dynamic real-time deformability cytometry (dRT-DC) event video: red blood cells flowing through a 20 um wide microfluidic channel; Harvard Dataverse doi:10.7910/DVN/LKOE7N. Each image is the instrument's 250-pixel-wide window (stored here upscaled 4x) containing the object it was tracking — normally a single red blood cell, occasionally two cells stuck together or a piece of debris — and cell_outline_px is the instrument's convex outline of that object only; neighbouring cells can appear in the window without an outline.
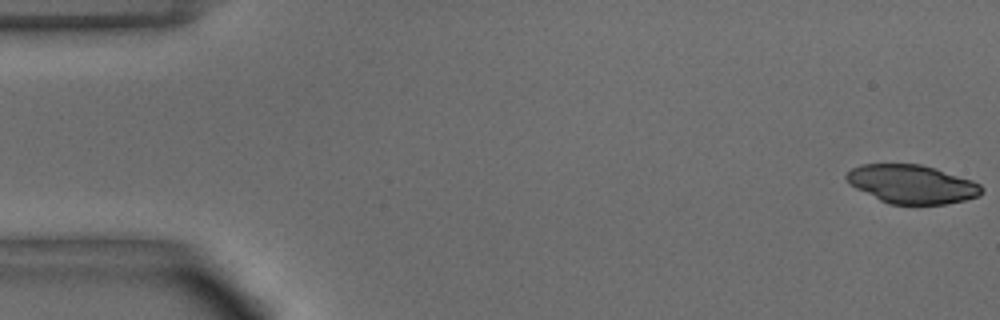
{"species": "common noctule bat (a hibernating species)", "species_latin": "Nyctalus noctula", "temperature_condition": "warm", "stored_images_in_passage": 49, "camera_frame_rate_fps": 3000, "um_per_image_px": 0.085, "animal": {"sex": "male", "body_mass_g": 15.6}, "frame": {"image": 1, "passage_image": 1, "time_ms": 0.0, "image_size_px": [1000, 320], "cell_outline_px": [[984, 188], [980, 196], [964, 200], [944, 204], [892, 204], [880, 200], [856, 188], [844, 176], [852, 168], [864, 164], [920, 164], [936, 168], [972, 180], [980, 184]], "centroid_in_image_um": [77.55, 15.65], "position_along_channel_um": 7.4, "area_um2": 30.17}}